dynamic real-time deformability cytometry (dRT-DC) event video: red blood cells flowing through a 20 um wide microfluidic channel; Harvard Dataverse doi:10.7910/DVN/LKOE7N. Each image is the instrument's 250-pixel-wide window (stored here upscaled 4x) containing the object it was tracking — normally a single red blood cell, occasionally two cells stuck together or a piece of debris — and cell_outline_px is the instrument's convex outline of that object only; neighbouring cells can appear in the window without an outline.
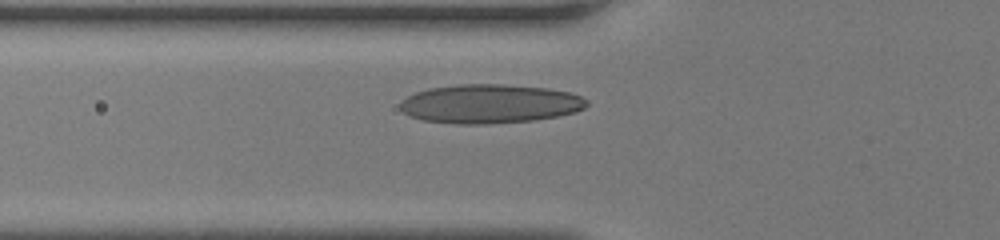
{"species": "human", "species_latin": "Homo sapiens", "temperature_condition": "room temperature", "stored_images_in_passage": 24, "camera_frame_rate_fps": 3000, "um_per_image_px": 0.085, "donor": {"sex": "female"}, "frame": {"image": 1, "passage_image": 3, "time_ms": 0.667, "image_size_px": [1000, 240], "cell_outline_px": [[588, 104], [584, 108], [576, 112], [536, 120], [488, 124], [456, 124], [424, 120], [408, 116], [400, 108], [400, 104], [408, 96], [416, 92], [428, 88], [460, 84], [504, 84], [548, 88], [568, 92], [580, 96], [588, 100]], "centroid_in_image_um": [41.65, 8.82], "position_along_channel_um": 84.2, "area_um2": 42.48}}
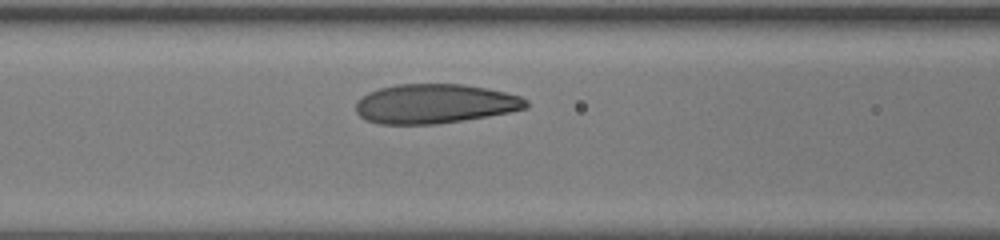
{"frame": {"image": 2, "passage_image": 6, "time_ms": 1.667, "image_size_px": [1000, 240], "cell_outline_px": [[528, 108], [488, 116], [464, 120], [436, 124], [380, 124], [364, 120], [356, 112], [356, 100], [368, 92], [380, 88], [396, 84], [464, 84], [488, 88], [520, 96], [528, 100]], "centroid_in_image_um": [36.94, 8.82], "position_along_channel_um": 129.7, "area_um2": 39.3}}